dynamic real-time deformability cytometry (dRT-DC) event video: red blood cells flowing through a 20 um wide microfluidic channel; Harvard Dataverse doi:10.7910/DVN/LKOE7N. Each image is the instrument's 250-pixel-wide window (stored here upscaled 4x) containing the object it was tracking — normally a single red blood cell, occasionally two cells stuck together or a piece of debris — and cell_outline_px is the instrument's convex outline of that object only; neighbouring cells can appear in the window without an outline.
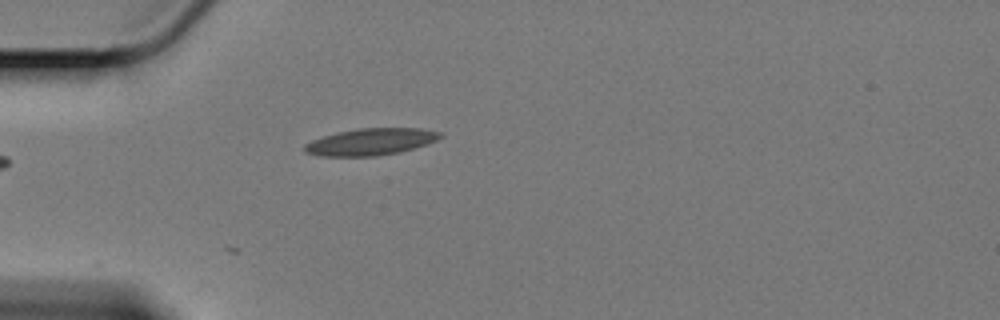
{"species": "Egyptian fruit bat (a non-hibernating species)", "species_latin": "Rousettus aegyptiacus", "temperature_condition": "cold", "stored_images_in_passage": 12, "camera_frame_rate_fps": 3000, "um_per_image_px": 0.085, "animal": {"sex": "female"}, "frame": {"image": 1, "passage_image": 1, "time_ms": 0.0, "image_size_px": [1000, 320], "cell_outline_px": [[444, 136], [428, 144], [400, 152], [376, 156], [320, 156], [304, 152], [304, 144], [312, 140], [336, 132], [356, 128], [420, 128], [440, 132]], "centroid_in_image_um": [31.51, 12.05], "position_along_channel_um": 53.5, "area_um2": 21.33}}
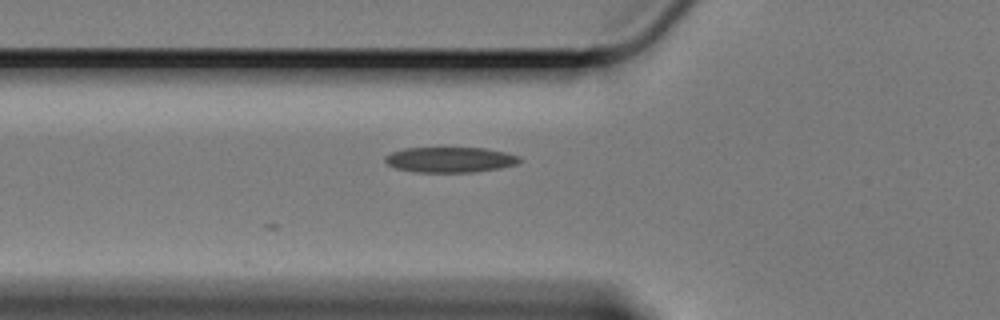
{"frame": {"image": 2, "passage_image": 5, "time_ms": 1.333, "image_size_px": [1000, 320], "cell_outline_px": [[524, 160], [516, 164], [500, 168], [472, 172], [412, 172], [396, 168], [388, 164], [384, 160], [384, 156], [392, 152], [404, 148], [484, 148], [504, 152], [520, 156]], "centroid_in_image_um": [38.26, 13.58], "position_along_channel_um": 87.5, "area_um2": 19.94}}
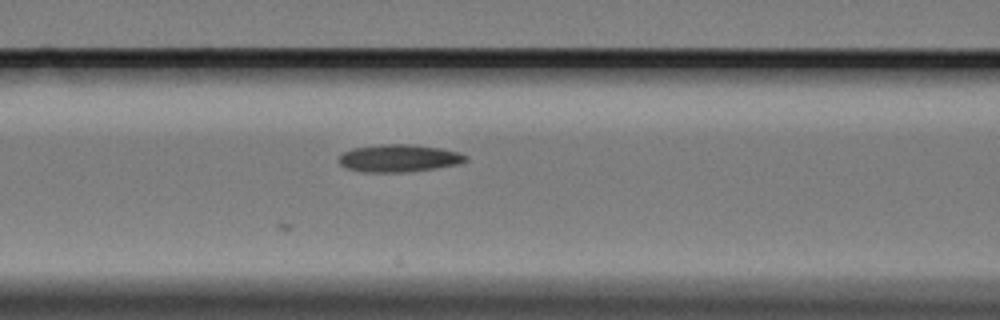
{"frame": {"image": 3, "passage_image": 9, "time_ms": 2.667, "image_size_px": [1000, 320], "cell_outline_px": [[468, 160], [460, 164], [436, 168], [408, 172], [364, 172], [348, 168], [340, 164], [336, 160], [344, 152], [352, 148], [380, 144], [412, 144], [440, 148], [460, 152], [468, 156]], "centroid_in_image_um": [33.94, 13.44], "position_along_channel_um": 132.7, "area_um2": 20.52}}